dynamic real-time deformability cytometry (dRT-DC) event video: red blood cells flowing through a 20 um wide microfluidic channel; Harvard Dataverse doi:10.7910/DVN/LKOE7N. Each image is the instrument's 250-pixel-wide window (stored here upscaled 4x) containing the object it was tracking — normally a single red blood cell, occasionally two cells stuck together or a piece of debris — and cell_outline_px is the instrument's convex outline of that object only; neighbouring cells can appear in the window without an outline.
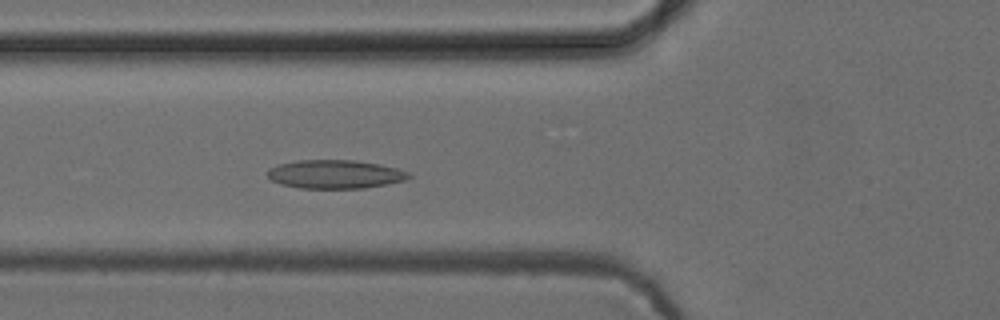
{"species": "common noctule bat (a hibernating species)", "species_latin": "Nyctalus noctula", "temperature_condition": "cold", "stored_images_in_passage": 40, "camera_frame_rate_fps": 3000, "um_per_image_px": 0.085, "animal": {"sex": "female", "body_mass_g": 24.6, "forearm_length_mm": 56.2}, "frame": {"image": 1, "passage_image": 14, "time_ms": 4.333, "image_size_px": [1000, 320], "cell_outline_px": [[412, 176], [404, 180], [364, 188], [300, 188], [280, 184], [272, 180], [268, 176], [268, 168], [280, 164], [300, 160], [352, 160], [380, 164], [412, 172]], "centroid_in_image_um": [28.5, 14.8], "position_along_channel_um": 97.3, "area_um2": 23.41}}
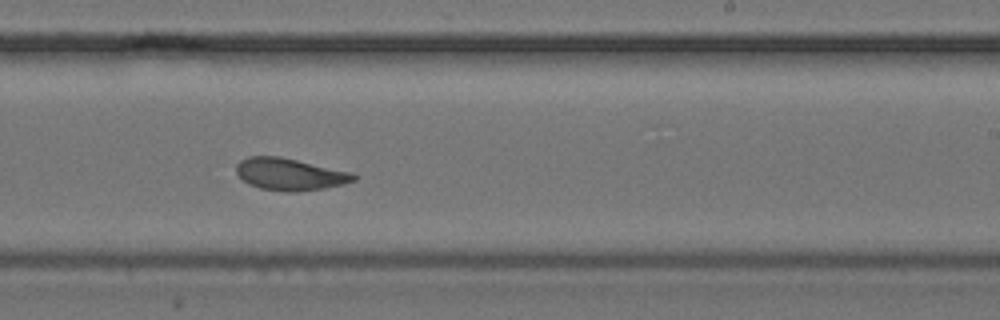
{"frame": {"image": 2, "passage_image": 27, "time_ms": 8.667, "image_size_px": [1000, 320], "cell_outline_px": [[356, 180], [344, 184], [324, 188], [300, 192], [288, 192], [260, 188], [248, 184], [236, 172], [236, 164], [240, 160], [248, 156], [280, 156], [352, 172], [356, 176]], "centroid_in_image_um": [24.64, 14.81], "position_along_channel_um": 264.4, "area_um2": 22.02}}
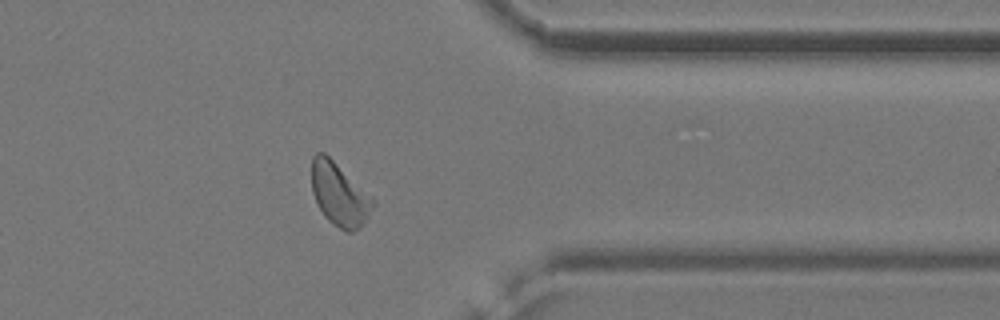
{"frame": {"image": 3, "passage_image": 37, "time_ms": 12.0, "image_size_px": [1000, 320], "cell_outline_px": [[376, 204], [360, 228], [352, 232], [348, 232], [332, 224], [324, 216], [312, 192], [312, 156], [316, 152], [324, 152], [372, 196], [376, 200]], "centroid_in_image_um": [28.86, 16.53], "position_along_channel_um": 382.5, "area_um2": 22.43}, "authors_computed_cell_mechanics": {"area_um2": 22.4264, "velocity_mm_per_s": 3.853, "shape_relaxation_time_tau1_ms": null, "shape_relaxation_time_tau2_ms": 3.6772, "deformation_change_tau1": null, "deformation_change_tau2": 0.102}}